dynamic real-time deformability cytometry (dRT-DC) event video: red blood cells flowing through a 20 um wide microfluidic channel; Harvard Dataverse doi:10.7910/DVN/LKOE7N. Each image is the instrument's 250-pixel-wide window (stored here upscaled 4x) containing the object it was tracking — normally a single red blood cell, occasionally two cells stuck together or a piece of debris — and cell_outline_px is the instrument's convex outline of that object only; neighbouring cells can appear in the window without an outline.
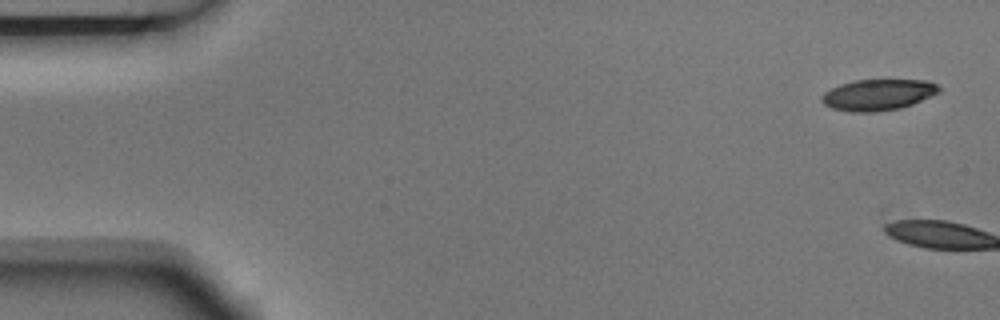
{"species": "Egyptian fruit bat (a non-hibernating species)", "species_latin": "Rousettus aegyptiacus", "temperature_condition": "room temperature", "stored_images_in_passage": 4, "camera_frame_rate_fps": 3000, "um_per_image_px": 0.085, "animal": {"sex": "male"}, "frame": {"image": 1, "passage_image": 1, "time_ms": 0.0, "image_size_px": [1000, 320], "cell_outline_px": [[940, 92], [912, 104], [900, 108], [876, 112], [852, 112], [832, 108], [824, 104], [820, 100], [820, 96], [824, 92], [840, 84], [856, 80], [928, 80], [936, 84], [940, 88]], "centroid_in_image_um": [74.62, 8.06], "position_along_channel_um": 10.4, "area_um2": 21.27}}